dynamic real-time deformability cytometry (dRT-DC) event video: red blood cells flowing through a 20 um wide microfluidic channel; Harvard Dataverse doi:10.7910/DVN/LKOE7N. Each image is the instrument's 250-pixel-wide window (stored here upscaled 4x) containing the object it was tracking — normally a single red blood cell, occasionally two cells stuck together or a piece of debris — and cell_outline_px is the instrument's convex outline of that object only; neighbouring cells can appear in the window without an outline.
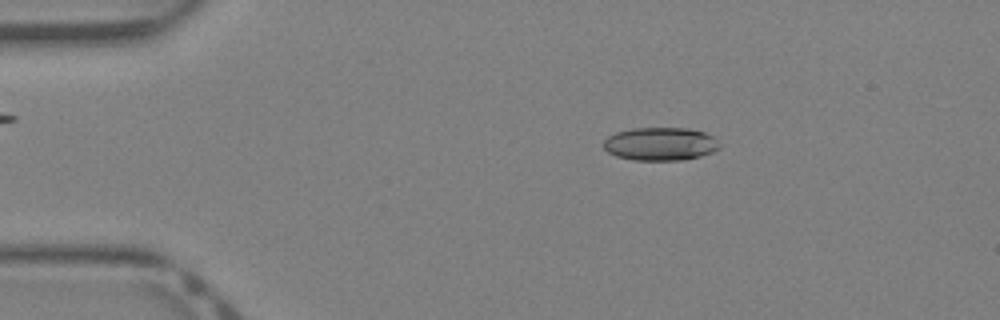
{"species": "Egyptian fruit bat (a non-hibernating species)", "species_latin": "Rousettus aegyptiacus", "temperature_condition": "warm", "stored_images_in_passage": 41, "camera_frame_rate_fps": 3000, "um_per_image_px": 0.085, "animal": {"sex": "female"}, "frame": {"image": 1, "passage_image": 8, "time_ms": 2.333, "image_size_px": [1000, 320], "cell_outline_px": [[720, 148], [712, 152], [700, 156], [680, 160], [636, 160], [616, 156], [608, 152], [604, 148], [604, 140], [608, 136], [616, 132], [632, 128], [688, 128], [704, 132], [712, 136], [720, 144]], "centroid_in_image_um": [56.13, 12.23], "position_along_channel_um": 28.9, "area_um2": 22.37}}
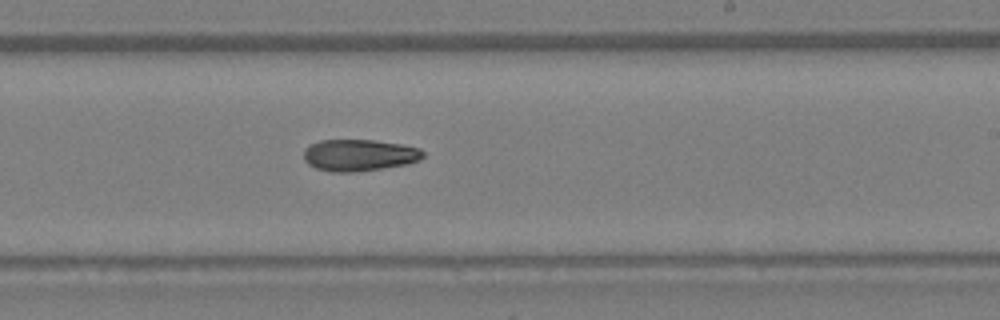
{"frame": {"image": 2, "passage_image": 25, "time_ms": 8.0, "image_size_px": [1000, 320], "cell_outline_px": [[424, 156], [420, 160], [408, 164], [352, 172], [332, 172], [316, 168], [308, 164], [304, 160], [304, 148], [320, 140], [372, 140], [400, 144], [420, 148], [424, 152]], "centroid_in_image_um": [30.53, 13.19], "position_along_channel_um": 258.5, "area_um2": 21.96}}
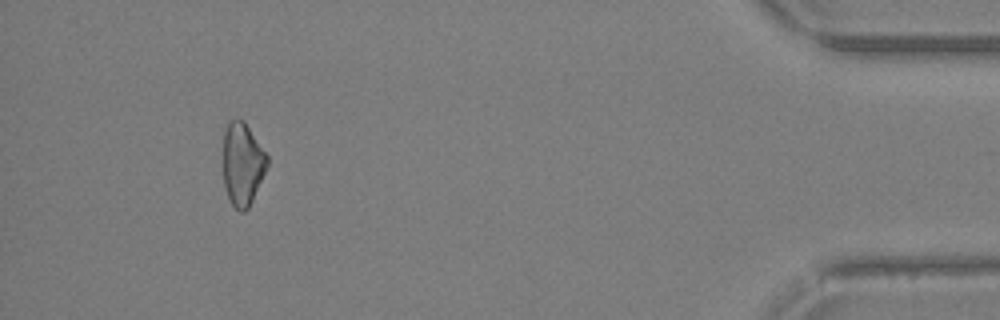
{"frame": {"image": 3, "passage_image": 38, "time_ms": 12.333, "image_size_px": [1000, 320], "cell_outline_px": [[268, 164], [252, 200], [248, 208], [244, 212], [240, 212], [232, 204], [228, 196], [224, 184], [224, 128], [228, 120], [244, 120], [268, 156]], "centroid_in_image_um": [20.61, 13.92], "position_along_channel_um": 414.6, "area_um2": 21.04}}